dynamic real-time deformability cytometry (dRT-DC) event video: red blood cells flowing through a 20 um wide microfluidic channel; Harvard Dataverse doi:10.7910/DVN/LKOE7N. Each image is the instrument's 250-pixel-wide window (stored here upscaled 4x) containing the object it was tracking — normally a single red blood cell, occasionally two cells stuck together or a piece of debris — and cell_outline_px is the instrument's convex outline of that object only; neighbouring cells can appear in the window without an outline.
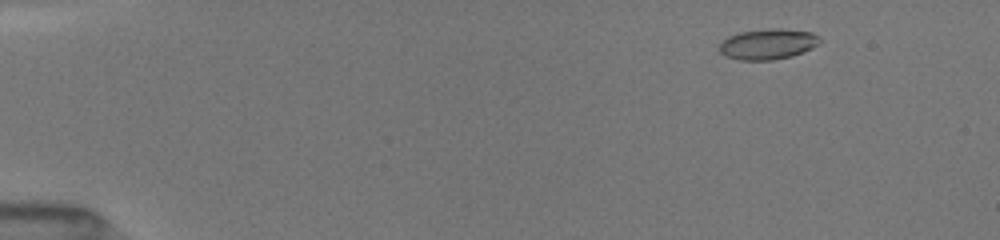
{"species": "common noctule bat (a hibernating species)", "species_latin": "Nyctalus noctula", "temperature_condition": "room temperature", "stored_images_in_passage": 32, "camera_frame_rate_fps": 3000, "um_per_image_px": 0.085, "animal": {"sex": "female", "body_mass_g": 19.5, "forearm_length_mm": 54.1}, "frame": {"image": 1, "passage_image": 10, "time_ms": 1.667, "image_size_px": [1000, 240], "cell_outline_px": [[820, 44], [812, 48], [792, 56], [772, 60], [740, 60], [724, 56], [720, 52], [720, 44], [728, 36], [740, 32], [764, 28], [780, 28], [812, 32], [820, 40]], "centroid_in_image_um": [65.26, 3.74], "position_along_channel_um": 19.7, "area_um2": 17.98}}